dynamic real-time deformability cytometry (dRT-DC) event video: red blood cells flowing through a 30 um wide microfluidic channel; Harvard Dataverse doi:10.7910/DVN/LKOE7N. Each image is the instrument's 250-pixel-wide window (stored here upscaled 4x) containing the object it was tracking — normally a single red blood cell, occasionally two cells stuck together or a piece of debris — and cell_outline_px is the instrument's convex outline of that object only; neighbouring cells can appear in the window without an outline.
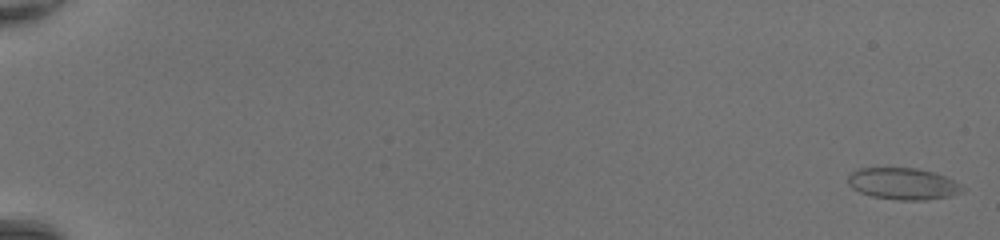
{"species": "common noctule bat (a hibernating species)", "species_latin": "Nyctalus noctula", "temperature_condition": "room temperature", "stored_images_in_passage": 50, "camera_frame_rate_fps": 3000, "um_per_image_px": 0.085, "animal": {"sex": "female", "body_mass_g": 20.0, "forearm_length_mm": 54.0}, "frame": {"image": 1, "passage_image": 1, "time_ms": 0.0, "image_size_px": [1000, 240], "cell_outline_px": [[968, 188], [964, 192], [948, 196], [928, 200], [900, 200], [872, 196], [860, 192], [852, 188], [848, 184], [848, 176], [852, 172], [860, 168], [916, 168], [932, 172], [944, 176]], "centroid_in_image_um": [76.78, 15.62], "position_along_channel_um": 8.2, "area_um2": 21.1}}
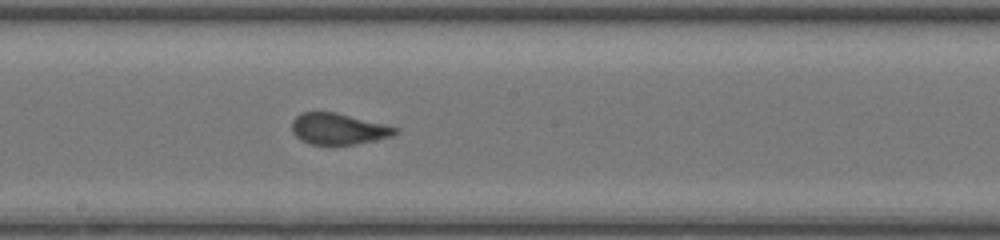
{"frame": {"image": 2, "passage_image": 30, "time_ms": 9.667, "image_size_px": [1000, 240], "cell_outline_px": [[400, 132], [392, 136], [356, 144], [308, 144], [300, 140], [292, 132], [292, 120], [296, 116], [304, 112], [336, 112], [400, 128]], "centroid_in_image_um": [28.77, 10.95], "position_along_channel_um": 219.4, "area_um2": 18.79}}
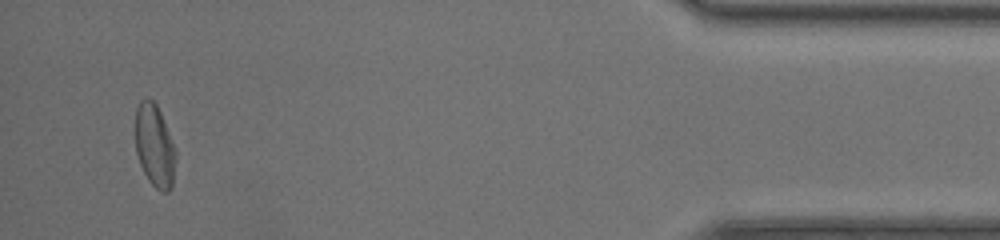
{"frame": {"image": 3, "passage_image": 48, "time_ms": 15.667, "image_size_px": [1000, 240], "cell_outline_px": [[176, 160], [172, 188], [168, 192], [160, 192], [148, 180], [140, 164], [136, 152], [132, 128], [136, 108], [140, 100], [144, 96], [148, 96], [156, 104], [160, 112], [176, 152]], "centroid_in_image_um": [13.09, 12.35], "position_along_channel_um": 422.1, "area_um2": 20.11}}